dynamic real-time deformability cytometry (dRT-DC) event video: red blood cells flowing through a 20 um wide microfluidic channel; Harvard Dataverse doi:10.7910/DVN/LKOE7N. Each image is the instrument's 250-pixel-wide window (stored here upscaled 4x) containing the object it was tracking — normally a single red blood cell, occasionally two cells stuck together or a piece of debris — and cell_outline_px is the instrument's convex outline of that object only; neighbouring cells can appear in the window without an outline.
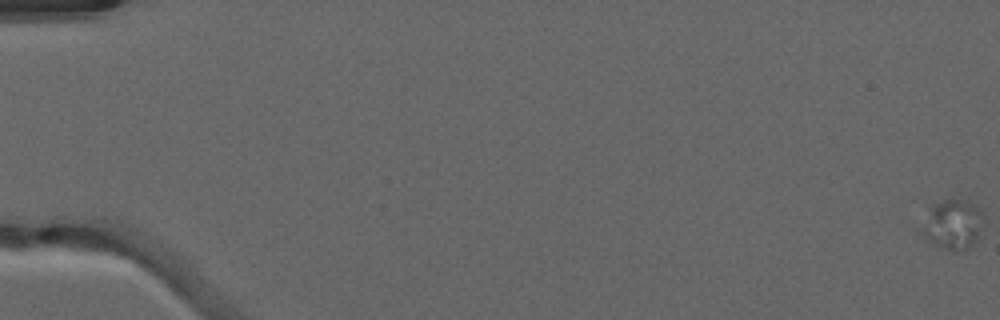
{"species": "common noctule bat (a hibernating species)", "species_latin": "Nyctalus noctula", "temperature_condition": "warm", "stored_images_in_passage": 8, "segment_of_instrument_passage": [1, 2], "camera_frame_rate_fps": 3000, "um_per_image_px": 0.085, "animal": {"sex": "male", "forearm_length_mm": 52.5}, "frame": {"image": 1, "passage_image": 1, "time_ms": 0.0, "image_size_px": [1000, 320], "cell_outline_px": [[984, 228], [968, 248], [956, 252], [952, 252], [928, 240], [924, 236], [924, 232], [932, 208], [936, 204], [952, 196], [968, 200], [976, 204], [984, 212]], "centroid_in_image_um": [81.15, 19.03], "position_along_channel_um": 3.9, "area_um2": 17.63}}